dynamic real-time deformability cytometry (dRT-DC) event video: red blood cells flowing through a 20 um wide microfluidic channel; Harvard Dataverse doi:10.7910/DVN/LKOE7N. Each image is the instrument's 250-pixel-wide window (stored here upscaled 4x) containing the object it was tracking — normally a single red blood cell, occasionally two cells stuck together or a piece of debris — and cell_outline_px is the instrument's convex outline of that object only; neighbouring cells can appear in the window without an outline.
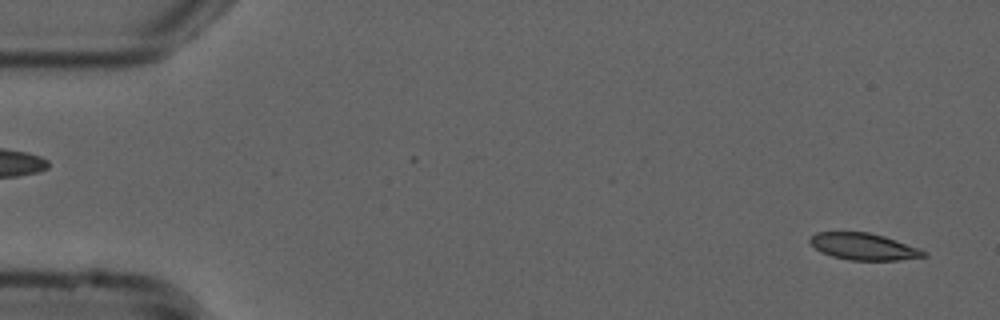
{"species": "common noctule bat (a hibernating species)", "species_latin": "Nyctalus noctula", "temperature_condition": "cold", "stored_images_in_passage": 52, "camera_frame_rate_fps": 3000, "um_per_image_px": 0.085, "animal": {"sex": "male", "forearm_length_mm": 52.5}, "frame": {"image": 1, "passage_image": 1, "time_ms": 0.0, "image_size_px": [1000, 320], "cell_outline_px": [[928, 256], [900, 260], [848, 260], [832, 256], [820, 252], [808, 240], [816, 232], [868, 232], [884, 236], [920, 248], [928, 252]], "centroid_in_image_um": [73.45, 20.96], "position_along_channel_um": 11.6, "area_um2": 17.8}}
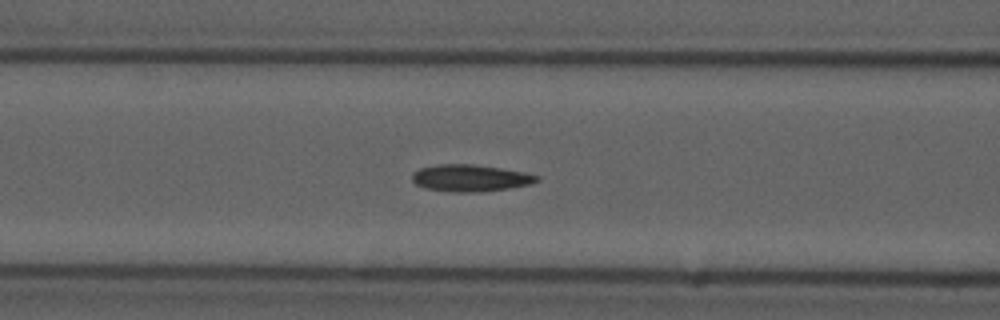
{"frame": {"image": 2, "passage_image": 20, "time_ms": 6.333, "image_size_px": [1000, 320], "cell_outline_px": [[540, 180], [532, 184], [508, 188], [476, 192], [452, 192], [424, 188], [416, 184], [412, 180], [412, 172], [420, 168], [436, 164], [476, 164], [524, 172], [540, 176]], "centroid_in_image_um": [39.97, 15.13], "position_along_channel_um": 126.6, "area_um2": 19.65}}
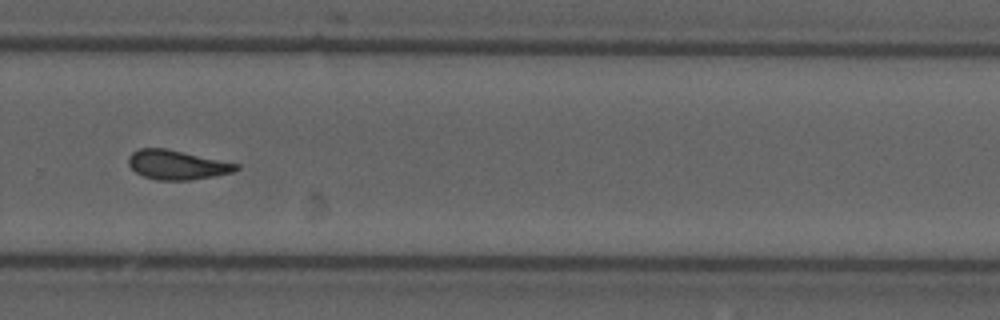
{"frame": {"image": 3, "passage_image": 35, "time_ms": 11.333, "image_size_px": [1000, 320], "cell_outline_px": [[240, 168], [232, 172], [216, 176], [192, 180], [156, 180], [144, 176], [136, 172], [128, 164], [128, 156], [132, 152], [140, 148], [164, 148], [240, 164]], "centroid_in_image_um": [15.05, 14.02], "position_along_channel_um": 314.8, "area_um2": 18.38}, "authors_computed_cell_mechanics": {"area_um2": 18.3226, "velocity_mm_per_s": 3.7831, "shape_relaxation_time_tau1_ms": null, "shape_relaxation_time_tau2_ms": 3.7011, "deformation_change_tau1": null, "deformation_change_tau2": 0.1039}}